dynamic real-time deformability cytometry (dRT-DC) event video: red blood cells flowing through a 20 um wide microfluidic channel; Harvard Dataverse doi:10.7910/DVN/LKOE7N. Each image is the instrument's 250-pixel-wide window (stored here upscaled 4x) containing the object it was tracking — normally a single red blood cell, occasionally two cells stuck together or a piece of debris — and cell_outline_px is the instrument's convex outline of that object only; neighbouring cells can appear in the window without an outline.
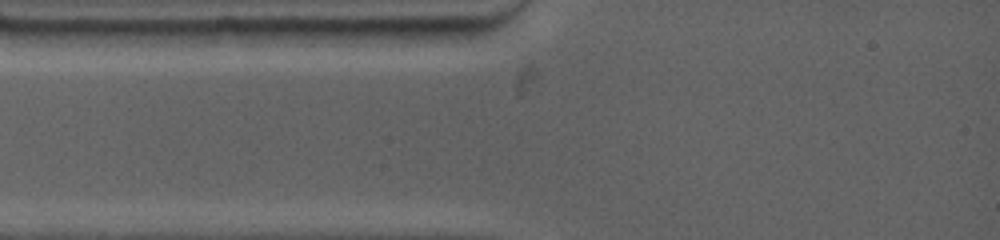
{"species": "common noctule bat (a hibernating species)", "species_latin": "Nyctalus noctula", "temperature_condition": "warm", "stored_images_in_passage": 2, "camera_frame_rate_fps": 4500, "um_per_image_px": 0.085, "animal": {"sex": "female", "body_mass_g": 19.0, "forearm_length_mm": 53.3}, "frame": {"image": 1, "passage_image": 1, "time_ms": 0.0, "image_size_px": [1000, 240], "cell_outline_px": [[476, 36], [460, 44], [388, 48], [352, 44], [344, 32], [344, 28], [476, 28]], "centroid_in_image_um": [34.73, 3.12], "position_along_channel_um": 50.3, "area_um2": 16.01}}